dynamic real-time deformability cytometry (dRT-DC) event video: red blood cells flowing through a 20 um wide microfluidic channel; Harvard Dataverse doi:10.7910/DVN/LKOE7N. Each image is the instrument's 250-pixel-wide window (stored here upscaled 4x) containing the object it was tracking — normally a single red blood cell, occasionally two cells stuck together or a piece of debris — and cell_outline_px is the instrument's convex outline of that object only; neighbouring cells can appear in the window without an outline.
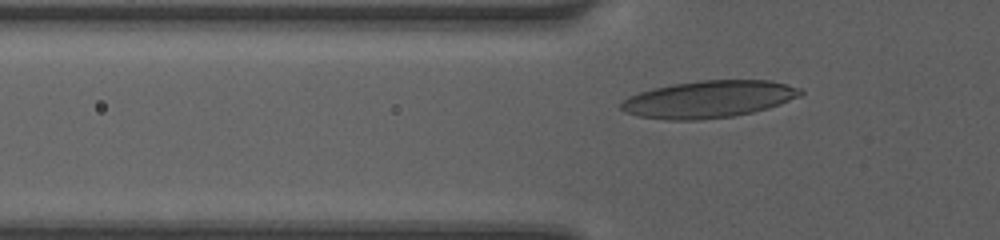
{"species": "human", "species_latin": "Homo sapiens", "temperature_condition": "room temperature", "stored_images_in_passage": 39, "camera_frame_rate_fps": 3000, "um_per_image_px": 0.085, "donor": {"sex": "female"}, "frame": {"image": 1, "passage_image": 11, "time_ms": 3.333, "image_size_px": [1000, 240], "cell_outline_px": [[804, 92], [800, 96], [780, 104], [768, 108], [752, 112], [732, 116], [696, 120], [668, 120], [640, 116], [628, 112], [620, 108], [620, 104], [628, 96], [652, 88], [672, 84], [700, 80], [772, 80], [800, 88]], "centroid_in_image_um": [60.26, 8.42], "position_along_channel_um": 65.5, "area_um2": 38.67}}
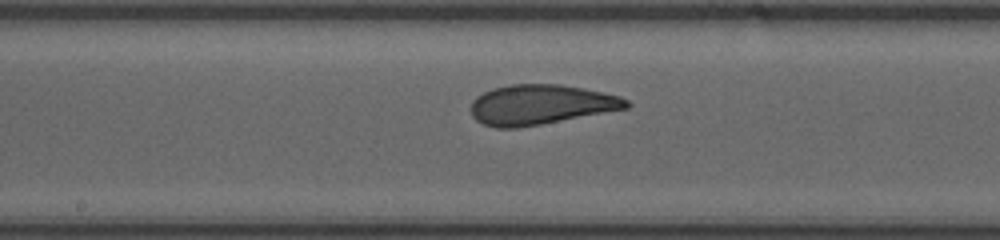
{"frame": {"image": 2, "passage_image": 21, "time_ms": 6.667, "image_size_px": [1000, 240], "cell_outline_px": [[632, 104], [628, 108], [540, 124], [516, 128], [496, 128], [484, 124], [476, 120], [472, 116], [472, 100], [476, 96], [492, 88], [508, 84], [560, 84], [584, 88], [604, 92], [620, 96], [628, 100]], "centroid_in_image_um": [45.96, 8.88], "position_along_channel_um": 202.2, "area_um2": 36.18}}
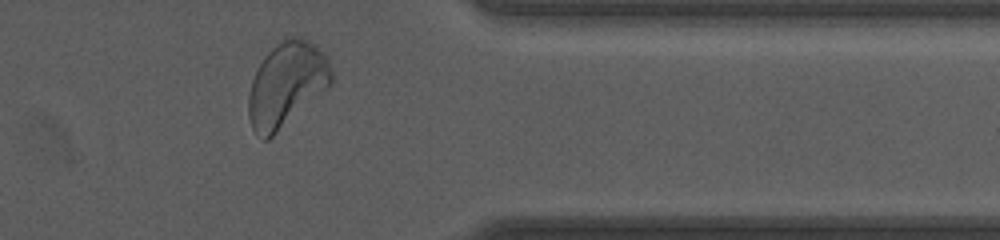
{"frame": {"image": 3, "passage_image": 35, "time_ms": 11.333, "image_size_px": [1000, 240], "cell_outline_px": [[332, 84], [328, 88], [268, 140], [260, 140], [256, 136], [252, 128], [248, 116], [248, 96], [252, 80], [264, 56], [276, 44], [288, 36], [300, 36], [316, 44], [328, 56], [332, 68]], "centroid_in_image_um": [24.37, 7.17], "position_along_channel_um": 387.0, "area_um2": 41.21}}